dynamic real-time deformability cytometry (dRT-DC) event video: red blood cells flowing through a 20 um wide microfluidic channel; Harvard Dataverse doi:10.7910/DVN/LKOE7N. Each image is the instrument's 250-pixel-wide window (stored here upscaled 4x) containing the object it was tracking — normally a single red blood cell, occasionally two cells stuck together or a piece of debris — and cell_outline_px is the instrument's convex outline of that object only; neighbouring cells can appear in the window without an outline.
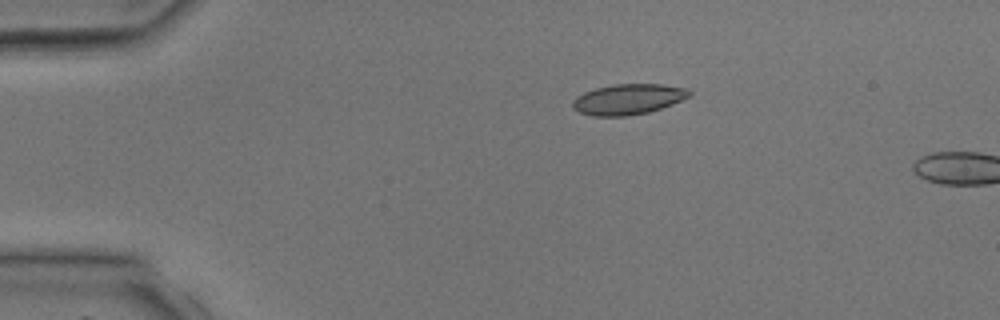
{"species": "common noctule bat (a hibernating species)", "species_latin": "Nyctalus noctula", "temperature_condition": "room temperature", "stored_images_in_passage": 3, "camera_frame_rate_fps": 3000, "um_per_image_px": 0.085, "animal": {"sex": "male", "body_mass_g": 17.9, "forearm_length_mm": 54.2}, "frame": {"image": 1, "passage_image": 2, "time_ms": 1.333, "image_size_px": [1000, 320], "cell_outline_px": [[692, 92], [688, 96], [672, 104], [648, 112], [624, 116], [592, 116], [580, 112], [572, 108], [572, 100], [576, 96], [584, 92], [596, 88], [612, 84], [660, 84], [688, 88]], "centroid_in_image_um": [53.35, 8.43], "position_along_channel_um": 31.6, "area_um2": 20.69}}